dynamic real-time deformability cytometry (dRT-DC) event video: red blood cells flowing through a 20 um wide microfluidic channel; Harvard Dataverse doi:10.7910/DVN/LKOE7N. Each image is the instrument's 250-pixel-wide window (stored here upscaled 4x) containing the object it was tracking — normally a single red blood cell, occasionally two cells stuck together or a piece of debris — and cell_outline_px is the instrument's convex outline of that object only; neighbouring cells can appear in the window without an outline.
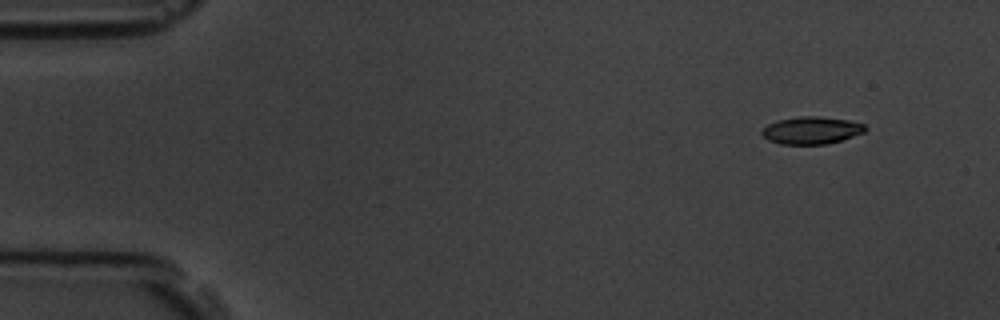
{"species": "common noctule bat (a hibernating species)", "species_latin": "Nyctalus noctula", "temperature_condition": "room temperature", "stored_images_in_passage": 4, "camera_frame_rate_fps": 3000, "um_per_image_px": 0.085, "animal": {"sex": "male", "body_mass_g": 19.5, "forearm_length_mm": 54.6}, "frame": {"image": 1, "passage_image": 1, "time_ms": 0.0, "image_size_px": [1000, 320], "cell_outline_px": [[868, 128], [864, 132], [828, 144], [780, 144], [768, 140], [760, 132], [768, 124], [776, 120], [800, 116], [820, 116], [848, 120], [864, 124]], "centroid_in_image_um": [68.96, 11.07], "position_along_channel_um": 16.0, "area_um2": 16.47}}
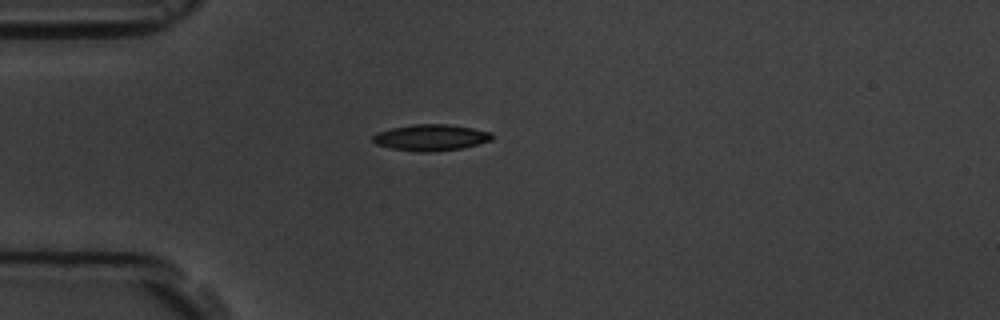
{"frame": {"image": 2, "passage_image": 3, "time_ms": 3.333, "image_size_px": [1000, 320], "cell_outline_px": [[492, 140], [460, 148], [424, 152], [416, 152], [392, 148], [376, 144], [372, 140], [372, 136], [376, 132], [392, 128], [412, 124], [448, 124], [472, 128], [492, 132]], "centroid_in_image_um": [36.59, 11.68], "position_along_channel_um": 48.4, "area_um2": 18.09}}